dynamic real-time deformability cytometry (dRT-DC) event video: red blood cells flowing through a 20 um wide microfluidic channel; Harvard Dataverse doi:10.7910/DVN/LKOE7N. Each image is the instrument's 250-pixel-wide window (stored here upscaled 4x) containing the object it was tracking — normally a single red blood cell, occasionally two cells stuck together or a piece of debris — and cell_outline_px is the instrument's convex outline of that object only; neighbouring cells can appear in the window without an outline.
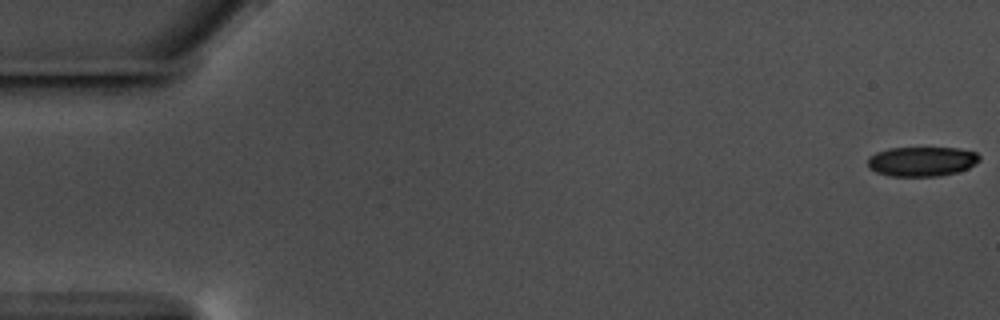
{"species": "common noctule bat (a hibernating species)", "species_latin": "Nyctalus noctula", "temperature_condition": "warm", "stored_images_in_passage": 56, "camera_frame_rate_fps": 3000, "um_per_image_px": 0.085, "animal": {"sex": "male", "body_mass_g": 17.5, "forearm_length_mm": 52.3}, "frame": {"image": 1, "passage_image": 1, "time_ms": 0.0, "image_size_px": [1000, 320], "cell_outline_px": [[980, 160], [968, 168], [956, 172], [940, 176], [892, 176], [876, 172], [868, 168], [868, 156], [876, 152], [888, 148], [960, 148], [976, 152], [980, 156]], "centroid_in_image_um": [78.34, 13.71], "position_along_channel_um": 6.7, "area_um2": 19.36}}
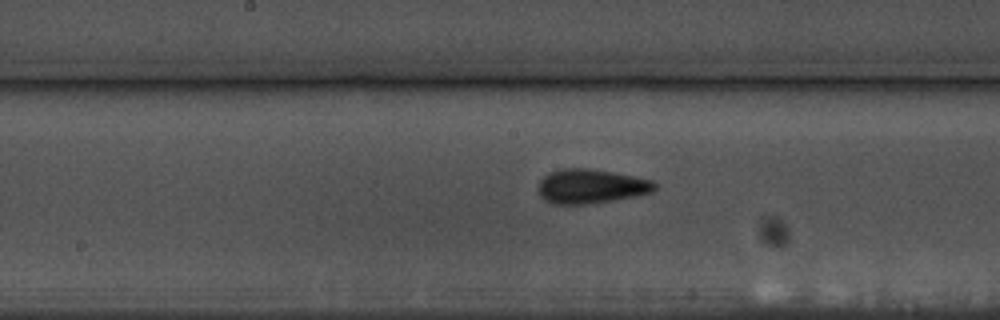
{"frame": {"image": 2, "passage_image": 30, "time_ms": 9.667, "image_size_px": [1000, 320], "cell_outline_px": [[656, 188], [652, 192], [636, 196], [612, 200], [584, 204], [552, 204], [544, 200], [540, 196], [540, 180], [548, 172], [560, 168], [588, 168], [612, 172], [652, 180], [656, 184]], "centroid_in_image_um": [50.21, 15.83], "position_along_channel_um": 198.0, "area_um2": 23.18}}
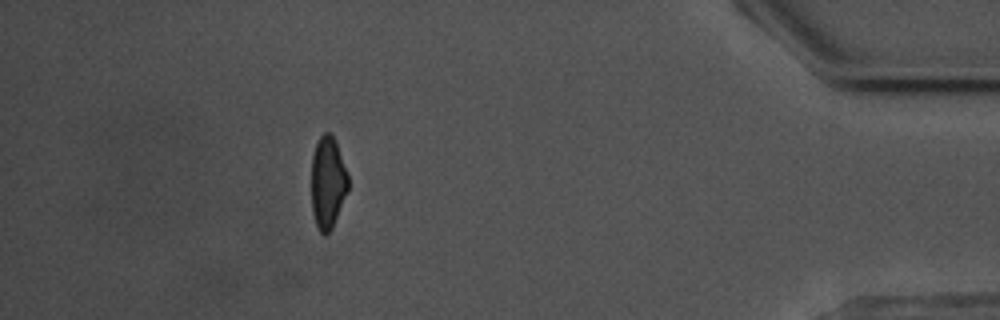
{"frame": {"image": 3, "passage_image": 52, "time_ms": 17.0, "image_size_px": [1000, 320], "cell_outline_px": [[348, 188], [332, 228], [324, 236], [316, 228], [312, 212], [312, 156], [316, 144], [320, 136], [324, 132], [332, 132], [336, 140], [348, 176]], "centroid_in_image_um": [27.85, 15.5], "position_along_channel_um": 407.4, "area_um2": 19.71}}